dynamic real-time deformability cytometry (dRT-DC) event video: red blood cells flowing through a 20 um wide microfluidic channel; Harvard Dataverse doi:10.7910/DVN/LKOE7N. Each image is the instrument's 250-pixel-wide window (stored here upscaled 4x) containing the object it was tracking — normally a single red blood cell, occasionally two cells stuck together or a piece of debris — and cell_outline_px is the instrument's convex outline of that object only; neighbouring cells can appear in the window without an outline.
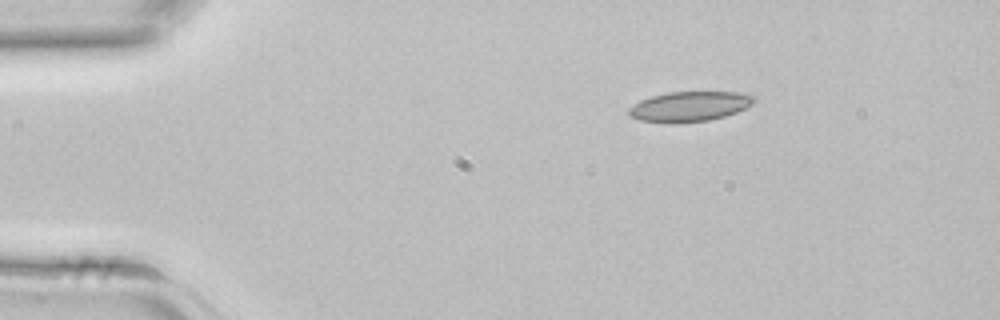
{"species": "common noctule bat (a hibernating species)", "species_latin": "Nyctalus noctula", "temperature_condition": "room temperature", "stored_images_in_passage": 37, "camera_frame_rate_fps": 3000, "um_per_image_px": 0.085, "animal": {"sex": "female", "body_mass_g": 22.7, "forearm_length_mm": 54.2}, "frame": {"image": 1, "passage_image": 1, "time_ms": 0.0, "image_size_px": [1000, 320], "cell_outline_px": [[756, 100], [752, 104], [736, 112], [724, 116], [708, 120], [676, 124], [664, 124], [640, 120], [628, 116], [628, 108], [640, 100], [652, 96], [668, 92], [740, 92], [756, 96]], "centroid_in_image_um": [58.57, 9.06], "position_along_channel_um": 26.4, "area_um2": 22.2}}
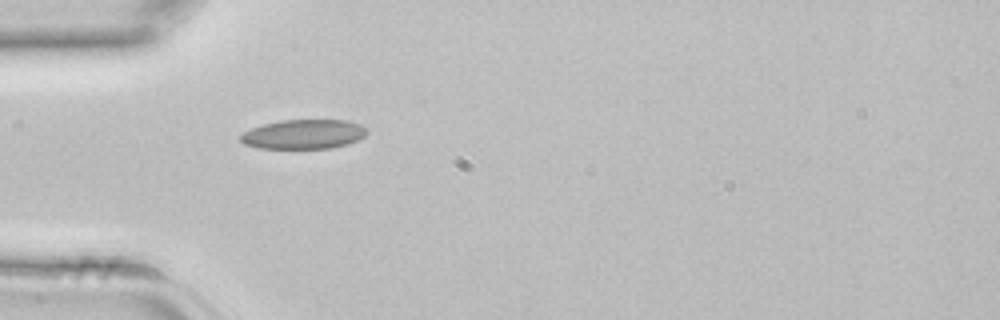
{"frame": {"image": 2, "passage_image": 7, "time_ms": 2.0, "image_size_px": [1000, 320], "cell_outline_px": [[368, 132], [364, 136], [348, 144], [332, 148], [260, 148], [244, 144], [240, 140], [240, 136], [244, 132], [252, 128], [264, 124], [280, 120], [348, 120], [360, 124], [368, 128]], "centroid_in_image_um": [25.84, 11.4], "position_along_channel_um": 59.2, "area_um2": 21.68}}
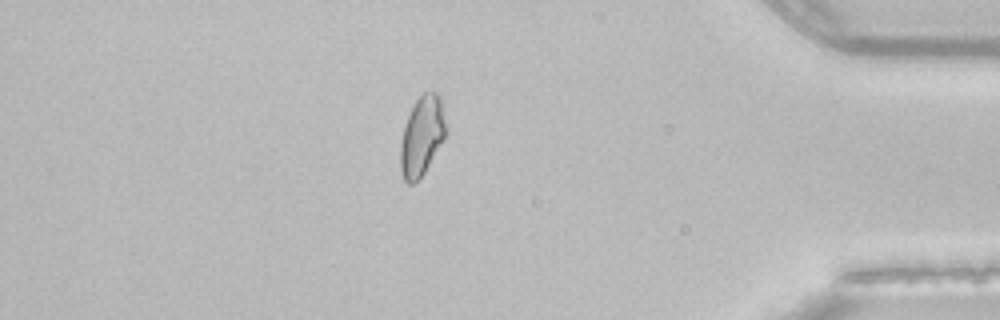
{"frame": {"image": 3, "passage_image": 31, "time_ms": 10.0, "image_size_px": [1000, 320], "cell_outline_px": [[448, 128], [444, 140], [424, 172], [412, 184], [408, 184], [404, 180], [400, 168], [400, 144], [404, 128], [408, 116], [416, 100], [424, 92], [440, 92]], "centroid_in_image_um": [35.9, 11.52], "position_along_channel_um": 399.3, "area_um2": 21.21}}